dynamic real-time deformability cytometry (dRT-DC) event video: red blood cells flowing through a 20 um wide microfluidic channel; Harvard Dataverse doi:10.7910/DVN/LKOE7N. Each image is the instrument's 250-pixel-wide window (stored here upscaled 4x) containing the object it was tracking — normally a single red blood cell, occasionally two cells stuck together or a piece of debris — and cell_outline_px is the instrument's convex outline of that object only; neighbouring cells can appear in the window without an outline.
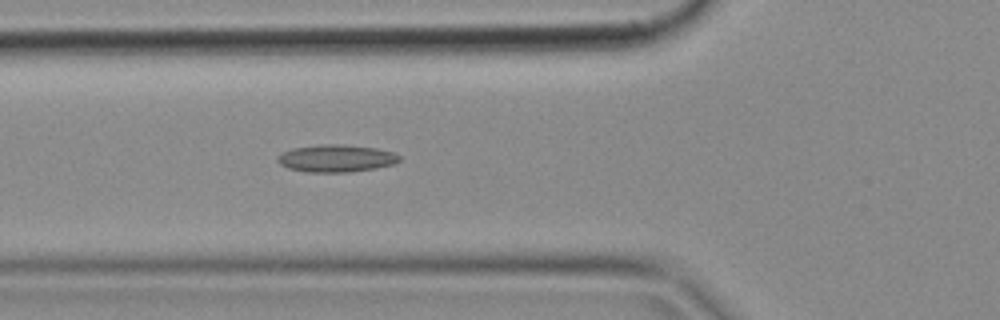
{"species": "common noctule bat (a hibernating species)", "species_latin": "Nyctalus noctula", "temperature_condition": "cold", "stored_images_in_passage": 50, "camera_frame_rate_fps": 3000, "um_per_image_px": 0.085, "animal": {"sex": "female", "body_mass_g": 18.4}, "frame": {"image": 1, "passage_image": 18, "time_ms": 5.667, "image_size_px": [1000, 320], "cell_outline_px": [[400, 160], [392, 164], [376, 168], [348, 172], [308, 172], [288, 168], [280, 164], [276, 160], [276, 156], [292, 148], [320, 144], [340, 144], [376, 148], [392, 152], [400, 156]], "centroid_in_image_um": [28.54, 13.45], "position_along_channel_um": 97.3, "area_um2": 19.36}}
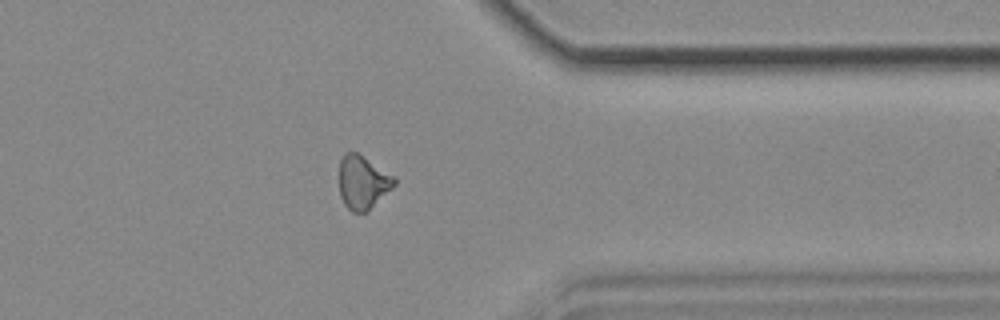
{"frame": {"image": 2, "passage_image": 40, "time_ms": 13.0, "image_size_px": [1000, 320], "cell_outline_px": [[396, 184], [368, 212], [352, 212], [344, 204], [340, 196], [340, 160], [344, 152], [356, 152], [396, 176]], "centroid_in_image_um": [30.85, 15.5], "position_along_channel_um": 380.5, "area_um2": 17.28}}
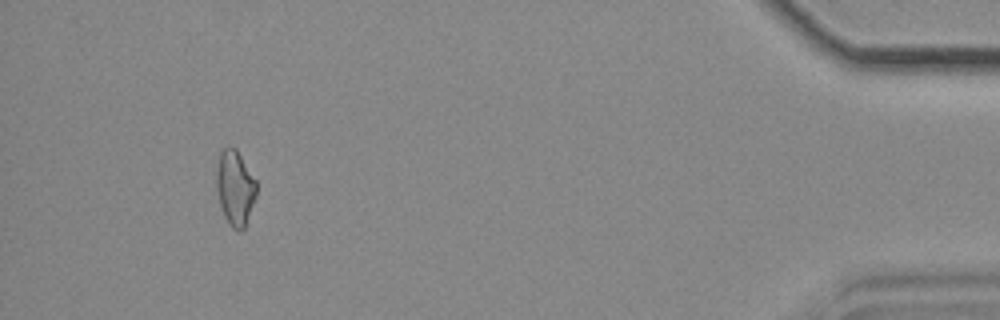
{"frame": {"image": 3, "passage_image": 47, "time_ms": 15.333, "image_size_px": [1000, 320], "cell_outline_px": [[256, 196], [244, 228], [240, 232], [232, 228], [228, 224], [224, 216], [220, 204], [216, 188], [216, 168], [220, 152], [224, 148], [236, 148], [256, 180]], "centroid_in_image_um": [19.97, 15.98], "position_along_channel_um": 415.2, "area_um2": 17.46}}